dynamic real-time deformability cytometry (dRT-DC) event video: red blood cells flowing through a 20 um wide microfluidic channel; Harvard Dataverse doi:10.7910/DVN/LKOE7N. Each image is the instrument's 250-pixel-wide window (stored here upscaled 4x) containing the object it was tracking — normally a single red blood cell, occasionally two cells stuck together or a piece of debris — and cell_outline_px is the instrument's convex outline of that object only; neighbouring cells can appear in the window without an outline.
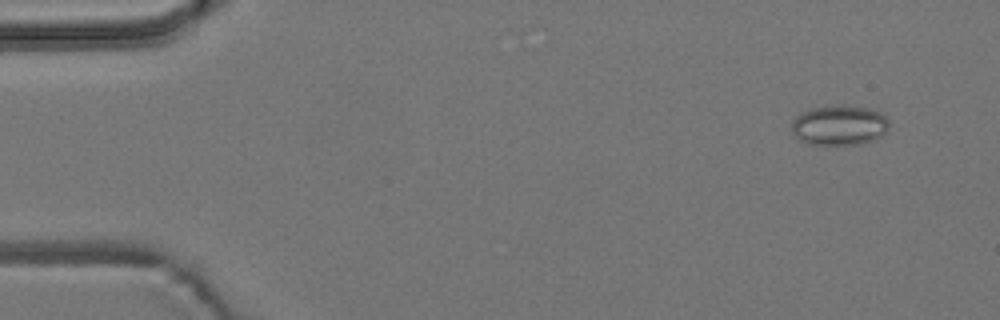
{"species": "common noctule bat (a hibernating species)", "species_latin": "Nyctalus noctula", "temperature_condition": "room temperature", "stored_images_in_passage": 10, "camera_frame_rate_fps": 3000, "um_per_image_px": 0.085, "animal": {"sex": "male", "body_mass_g": 19.2, "forearm_length_mm": 51.8}, "frame": {"image": 1, "passage_image": 1, "time_ms": 0.0, "image_size_px": [1000, 320], "cell_outline_px": [[888, 128], [876, 140], [860, 144], [808, 144], [800, 140], [792, 132], [792, 120], [796, 116], [812, 108], [872, 108], [880, 112], [888, 120]], "centroid_in_image_um": [71.35, 10.7], "position_along_channel_um": 13.7, "area_um2": 21.96}}
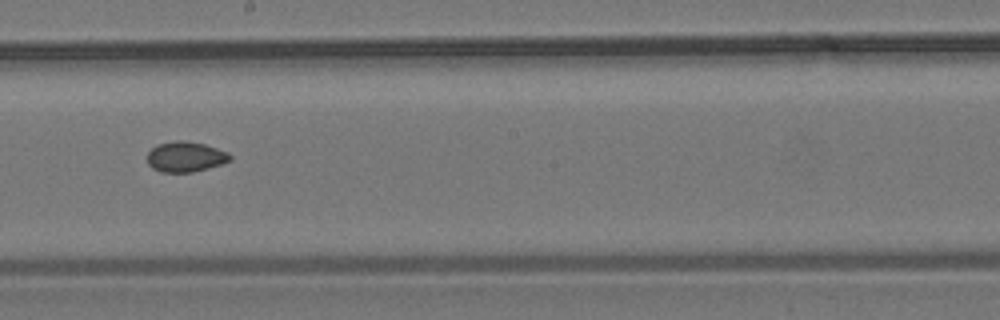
{"frame": {"image": 2, "passage_image": 9, "time_ms": 9.0, "image_size_px": [1000, 320], "cell_outline_px": [[232, 160], [208, 168], [192, 172], [160, 172], [152, 168], [148, 164], [148, 152], [156, 144], [176, 140], [184, 140], [204, 144], [228, 152], [232, 156]], "centroid_in_image_um": [15.76, 13.32], "position_along_channel_um": 232.4, "area_um2": 14.68}}
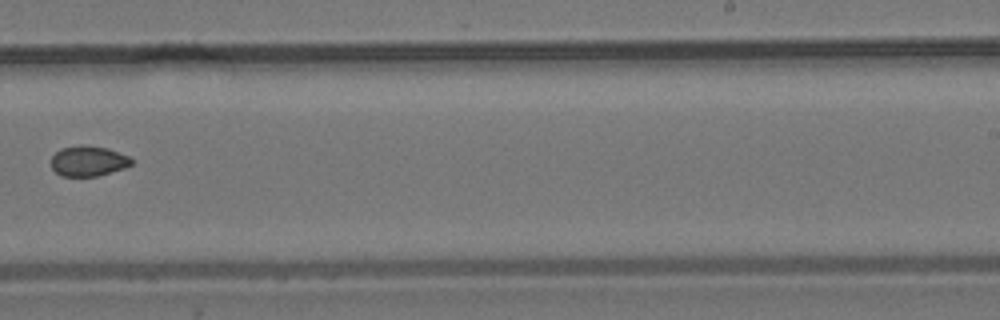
{"frame": {"image": 3, "passage_image": 10, "time_ms": 10.333, "image_size_px": [1000, 320], "cell_outline_px": [[136, 160], [132, 164], [124, 168], [96, 176], [60, 176], [52, 168], [52, 156], [60, 148], [80, 144], [84, 144], [108, 148], [128, 156]], "centroid_in_image_um": [7.51, 13.67], "position_along_channel_um": 281.5, "area_um2": 14.33}}